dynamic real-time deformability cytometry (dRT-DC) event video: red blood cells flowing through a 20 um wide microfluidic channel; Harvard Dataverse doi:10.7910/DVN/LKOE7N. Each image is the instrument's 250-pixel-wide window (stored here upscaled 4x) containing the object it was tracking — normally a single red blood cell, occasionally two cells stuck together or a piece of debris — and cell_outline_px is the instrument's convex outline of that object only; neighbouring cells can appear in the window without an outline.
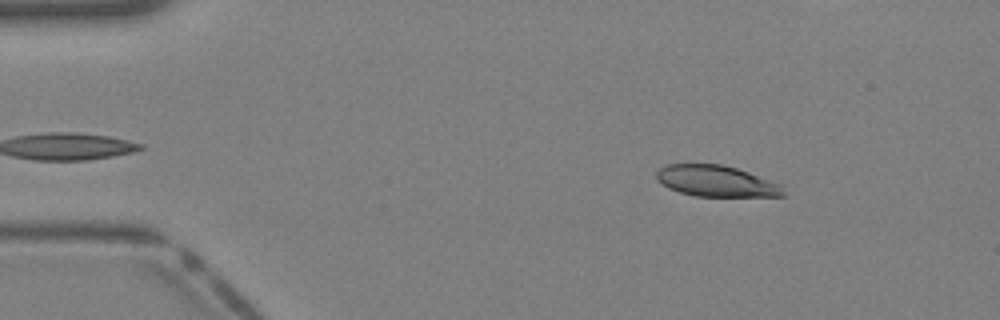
{"species": "Egyptian fruit bat (a non-hibernating species)", "species_latin": "Rousettus aegyptiacus", "temperature_condition": "warm", "stored_images_in_passage": 40, "camera_frame_rate_fps": 3000, "um_per_image_px": 0.085, "animal": {"sex": "female"}, "frame": {"image": 1, "passage_image": 5, "time_ms": 1.333, "image_size_px": [1000, 320], "cell_outline_px": [[788, 196], [696, 196], [680, 192], [668, 188], [656, 180], [656, 172], [660, 168], [668, 164], [720, 164], [736, 168], [748, 172], [780, 184]], "centroid_in_image_um": [60.87, 15.4], "position_along_channel_um": 24.1, "area_um2": 22.95}}
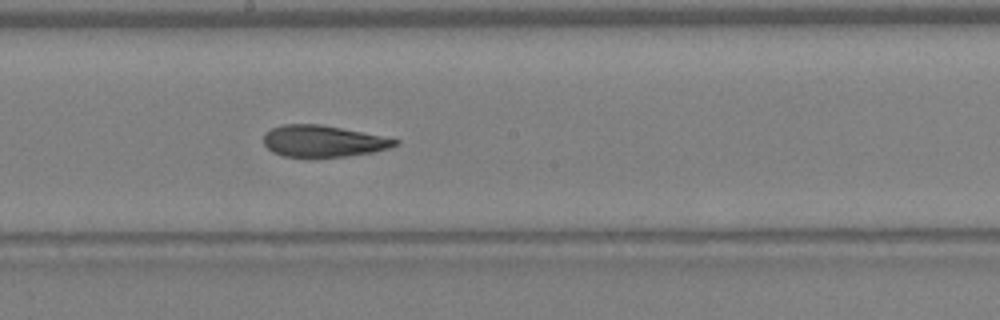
{"frame": {"image": 2, "passage_image": 21, "time_ms": 6.667, "image_size_px": [1000, 320], "cell_outline_px": [[400, 144], [388, 148], [372, 152], [344, 156], [284, 156], [272, 152], [264, 144], [264, 132], [272, 128], [284, 124], [320, 124], [400, 140]], "centroid_in_image_um": [27.43, 11.99], "position_along_channel_um": 220.8, "area_um2": 23.7}}
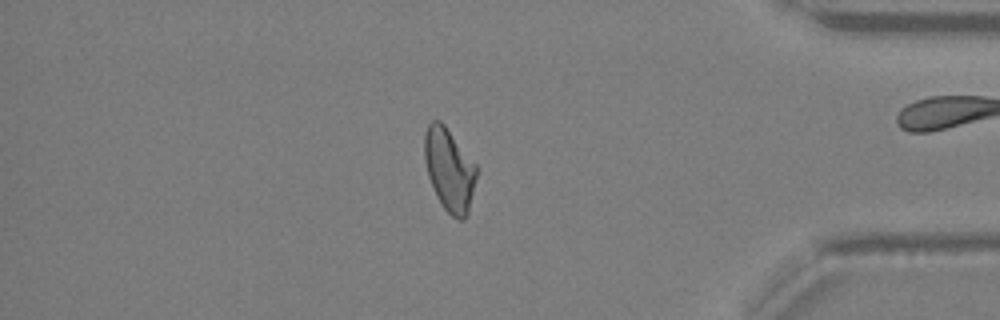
{"frame": {"image": 3, "passage_image": 33, "time_ms": 10.667, "image_size_px": [1000, 320], "cell_outline_px": [[476, 176], [468, 216], [464, 220], [460, 220], [452, 216], [440, 204], [436, 196], [428, 176], [424, 160], [424, 132], [428, 124], [432, 120], [440, 120], [444, 124], [476, 164]], "centroid_in_image_um": [38.17, 14.43], "position_along_channel_um": 397.0, "area_um2": 25.2}}